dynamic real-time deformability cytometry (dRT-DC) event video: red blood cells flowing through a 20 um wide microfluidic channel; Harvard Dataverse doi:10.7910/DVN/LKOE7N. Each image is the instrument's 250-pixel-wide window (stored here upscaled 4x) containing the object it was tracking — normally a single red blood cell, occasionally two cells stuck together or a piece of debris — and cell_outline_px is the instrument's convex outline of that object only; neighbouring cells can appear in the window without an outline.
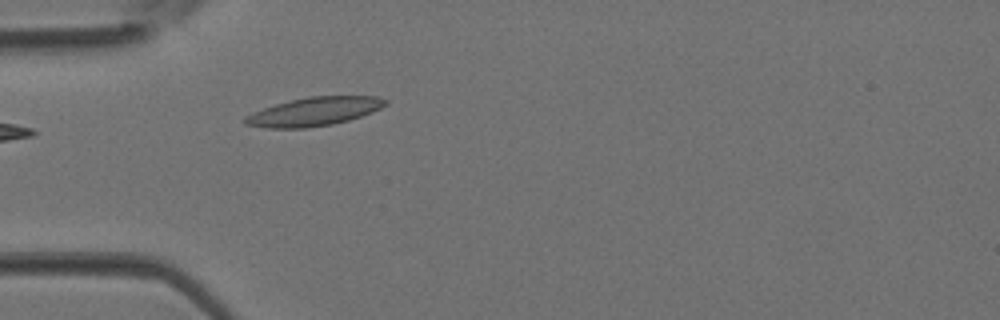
{"species": "Egyptian fruit bat (a non-hibernating species)", "species_latin": "Rousettus aegyptiacus", "temperature_condition": "room temperature", "stored_images_in_passage": 1, "camera_frame_rate_fps": 3000, "um_per_image_px": 0.085, "animal": {"sex": "female"}, "frame": {"image": 1, "passage_image": 1, "time_ms": 0.0, "image_size_px": [1000, 320], "cell_outline_px": [[388, 104], [372, 112], [348, 120], [332, 124], [304, 128], [268, 128], [244, 124], [244, 116], [252, 112], [276, 104], [308, 96], [376, 96], [388, 100]], "centroid_in_image_um": [26.7, 9.48], "position_along_channel_um": 58.3, "area_um2": 23.24}}